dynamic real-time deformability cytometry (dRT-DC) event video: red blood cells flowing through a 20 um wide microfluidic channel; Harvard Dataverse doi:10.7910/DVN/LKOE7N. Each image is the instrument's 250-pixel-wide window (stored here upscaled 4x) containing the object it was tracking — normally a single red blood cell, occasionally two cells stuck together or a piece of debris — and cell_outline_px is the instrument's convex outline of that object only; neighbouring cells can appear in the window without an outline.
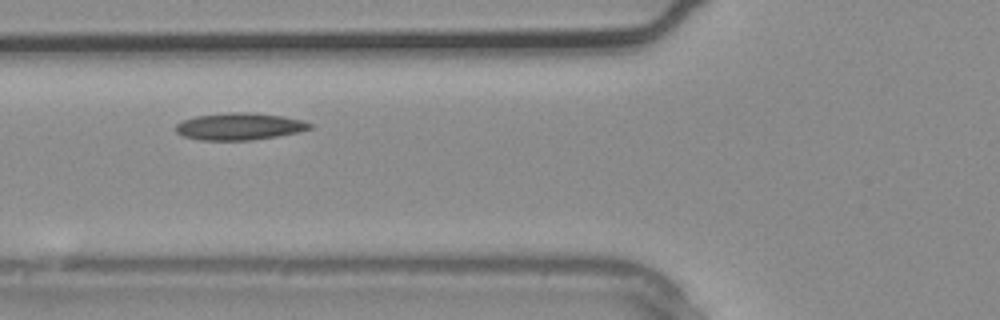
{"species": "common noctule bat (a hibernating species)", "species_latin": "Nyctalus noctula", "temperature_condition": "warm", "stored_images_in_passage": 3, "camera_frame_rate_fps": 3000, "um_per_image_px": 0.085, "animal": {"sex": "male", "body_mass_g": 20.4}, "frame": {"image": 1, "passage_image": 3, "time_ms": 0.667, "image_size_px": [1000, 320], "cell_outline_px": [[312, 128], [300, 132], [252, 140], [200, 140], [184, 136], [176, 132], [176, 124], [184, 120], [196, 116], [232, 112], [248, 112], [280, 116], [300, 120], [312, 124]], "centroid_in_image_um": [20.35, 10.75], "position_along_channel_um": 105.5, "area_um2": 20.87}}